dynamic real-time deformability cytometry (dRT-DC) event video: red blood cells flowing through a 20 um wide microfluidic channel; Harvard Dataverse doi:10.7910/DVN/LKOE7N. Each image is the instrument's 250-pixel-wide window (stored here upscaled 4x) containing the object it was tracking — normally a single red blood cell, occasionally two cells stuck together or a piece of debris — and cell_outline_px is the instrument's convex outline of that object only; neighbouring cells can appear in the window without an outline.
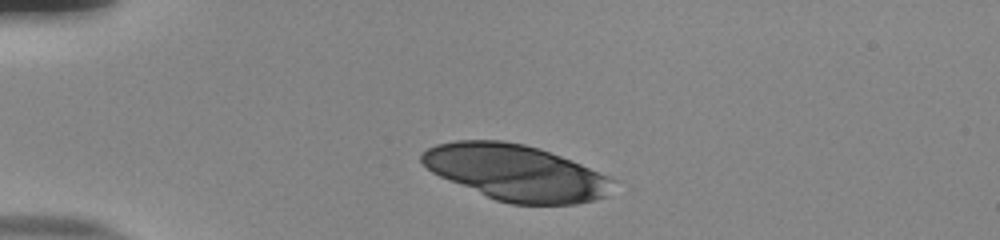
{"species": "human", "species_latin": "Homo sapiens", "temperature_condition": "room temperature", "stored_images_in_passage": 41, "camera_frame_rate_fps": 3000, "um_per_image_px": 0.085, "donor": {"sex": "male"}, "frame": {"image": 1, "passage_image": 1, "time_ms": 0.0, "image_size_px": [1000, 240], "cell_outline_px": [[612, 180], [608, 196], [576, 204], [512, 204], [496, 200], [440, 176], [432, 172], [420, 160], [420, 152], [436, 144], [456, 140], [504, 140], [524, 144], [540, 148], [572, 160], [608, 176]], "centroid_in_image_um": [43.83, 14.65], "position_along_channel_um": 41.2, "area_um2": 61.85}}